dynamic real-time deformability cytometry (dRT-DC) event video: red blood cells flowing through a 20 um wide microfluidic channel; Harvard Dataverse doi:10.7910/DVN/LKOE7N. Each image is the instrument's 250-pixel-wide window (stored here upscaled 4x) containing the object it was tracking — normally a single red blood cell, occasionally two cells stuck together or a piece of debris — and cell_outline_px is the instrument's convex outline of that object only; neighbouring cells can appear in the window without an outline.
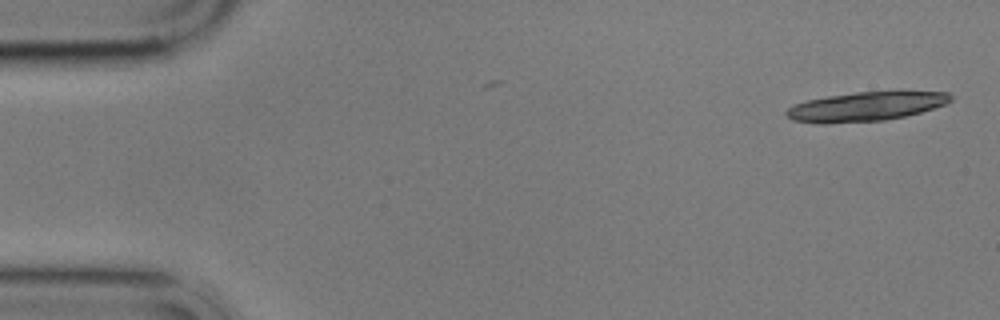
{"species": "common noctule bat (a hibernating species)", "species_latin": "Nyctalus noctula", "temperature_condition": "cold", "stored_images_in_passage": 2, "camera_frame_rate_fps": 3000, "um_per_image_px": 0.085, "animal": {"sex": "male", "body_mass_g": 17.9}, "frame": {"image": 1, "passage_image": 2, "time_ms": 1.0, "image_size_px": [1000, 320], "cell_outline_px": [[952, 100], [944, 104], [920, 112], [904, 116], [884, 120], [824, 124], [816, 124], [792, 120], [784, 112], [792, 104], [808, 100], [828, 96], [856, 92], [900, 88], [948, 92], [952, 96]], "centroid_in_image_um": [73.65, 9.0], "position_along_channel_um": 11.3, "area_um2": 29.02}}